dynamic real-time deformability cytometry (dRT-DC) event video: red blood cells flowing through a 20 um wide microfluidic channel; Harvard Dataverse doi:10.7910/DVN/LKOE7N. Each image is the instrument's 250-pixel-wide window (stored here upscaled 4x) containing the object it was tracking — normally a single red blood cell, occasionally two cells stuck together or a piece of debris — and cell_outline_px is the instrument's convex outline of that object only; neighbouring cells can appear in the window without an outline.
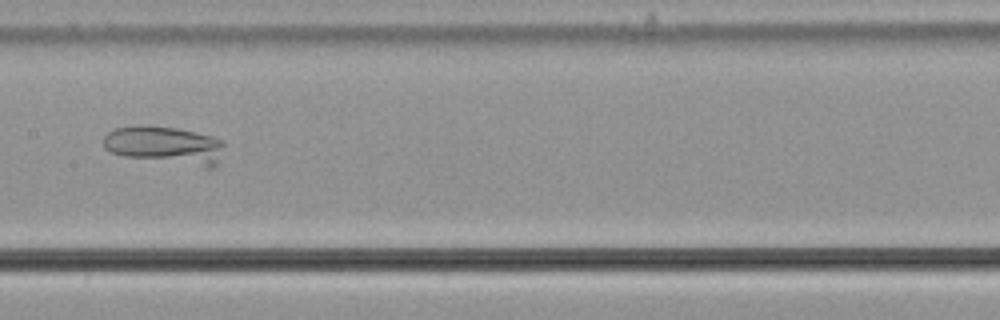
{"species": "common noctule bat (a hibernating species)", "species_latin": "Nyctalus noctula", "temperature_condition": "cold", "stored_images_in_passage": 27, "camera_frame_rate_fps": 3000, "um_per_image_px": 0.085, "animal": {"sex": "male", "body_mass_g": 21.5, "forearm_length_mm": 52.0}, "frame": {"image": 1, "passage_image": 23, "time_ms": 7.333, "image_size_px": [1000, 320], "cell_outline_px": [[224, 144], [216, 168], [204, 168], [124, 156], [112, 152], [104, 148], [104, 136], [108, 132], [116, 128], [144, 124], [176, 128], [212, 136], [224, 140]], "centroid_in_image_um": [14.06, 12.35], "position_along_channel_um": 193.3, "area_um2": 26.93}}